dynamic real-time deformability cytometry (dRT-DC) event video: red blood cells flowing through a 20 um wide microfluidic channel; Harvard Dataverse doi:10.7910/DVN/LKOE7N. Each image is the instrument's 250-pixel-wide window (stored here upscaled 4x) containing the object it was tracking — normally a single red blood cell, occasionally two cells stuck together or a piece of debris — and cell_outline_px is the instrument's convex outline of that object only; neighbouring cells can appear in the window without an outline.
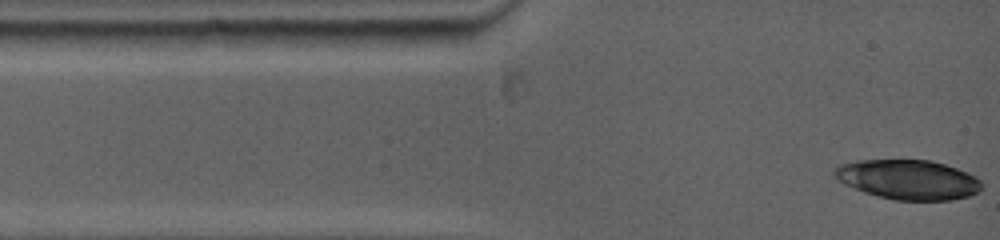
{"species": "common noctule bat (a hibernating species)", "species_latin": "Nyctalus noctula", "temperature_condition": "warm", "stored_images_in_passage": 7, "camera_frame_rate_fps": 5000, "um_per_image_px": 0.085, "animal": {"sex": "female", "body_mass_g": 19.0, "forearm_length_mm": 53.3}, "frame": {"image": 1, "passage_image": 1, "time_ms": 0.0, "image_size_px": [1000, 240], "cell_outline_px": [[980, 188], [976, 192], [964, 196], [948, 200], [896, 200], [880, 196], [856, 188], [840, 180], [836, 176], [836, 172], [840, 168], [848, 164], [864, 160], [928, 160], [944, 164], [956, 168], [972, 176], [980, 184]], "centroid_in_image_um": [77.24, 15.27], "position_along_channel_um": 7.8, "area_um2": 32.31}}